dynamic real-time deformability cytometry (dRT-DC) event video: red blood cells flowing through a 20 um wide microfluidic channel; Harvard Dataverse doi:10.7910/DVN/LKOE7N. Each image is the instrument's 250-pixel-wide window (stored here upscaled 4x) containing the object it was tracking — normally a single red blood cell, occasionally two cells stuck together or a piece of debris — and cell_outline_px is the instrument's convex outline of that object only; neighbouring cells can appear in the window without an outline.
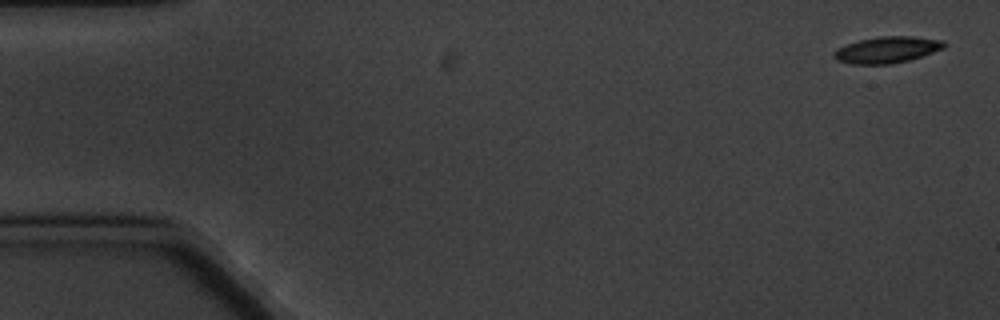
{"species": "common noctule bat (a hibernating species)", "species_latin": "Nyctalus noctula", "temperature_condition": "cold", "stored_images_in_passage": 7, "camera_frame_rate_fps": 3000, "um_per_image_px": 0.085, "animal": {"sex": "male", "body_mass_g": 20.1, "forearm_length_mm": 53.5}, "frame": {"image": 1, "passage_image": 1, "time_ms": 0.0, "image_size_px": [1000, 320], "cell_outline_px": [[948, 44], [944, 48], [908, 60], [888, 64], [852, 64], [836, 60], [832, 56], [832, 52], [836, 48], [844, 44], [860, 40], [880, 36], [912, 36], [944, 40]], "centroid_in_image_um": [75.36, 4.22], "position_along_channel_um": 9.6, "area_um2": 17.05}}
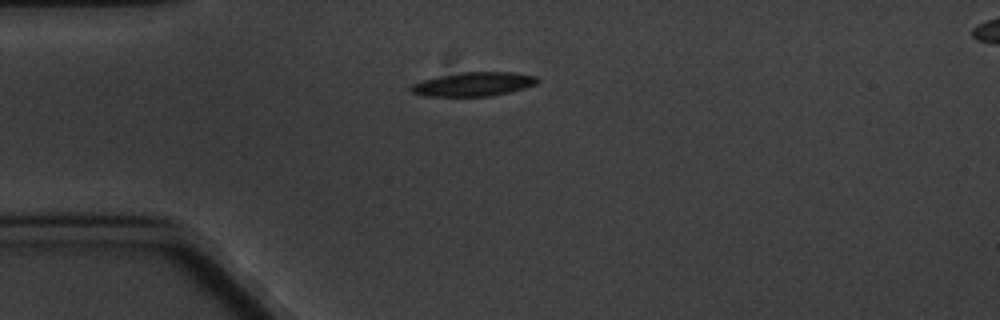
{"frame": {"image": 2, "passage_image": 4, "time_ms": 4.333, "image_size_px": [1000, 320], "cell_outline_px": [[540, 80], [536, 84], [524, 88], [492, 96], [424, 96], [412, 92], [408, 88], [412, 84], [424, 80], [440, 76], [460, 72], [516, 72], [536, 76]], "centroid_in_image_um": [40.27, 7.15], "position_along_channel_um": 44.7, "area_um2": 17.63}}
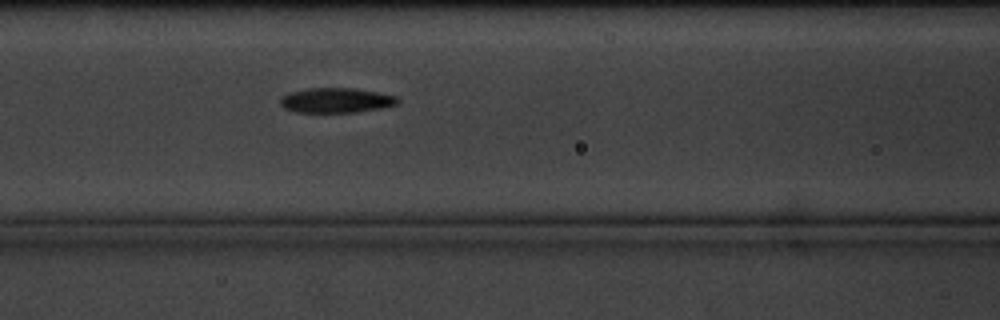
{"frame": {"image": 3, "passage_image": 7, "time_ms": 7.667, "image_size_px": [1000, 320], "cell_outline_px": [[400, 100], [396, 104], [384, 108], [356, 112], [296, 112], [284, 108], [280, 104], [280, 100], [288, 92], [308, 88], [356, 88], [396, 96]], "centroid_in_image_um": [28.58, 8.53], "position_along_channel_um": 138.0, "area_um2": 17.05}}